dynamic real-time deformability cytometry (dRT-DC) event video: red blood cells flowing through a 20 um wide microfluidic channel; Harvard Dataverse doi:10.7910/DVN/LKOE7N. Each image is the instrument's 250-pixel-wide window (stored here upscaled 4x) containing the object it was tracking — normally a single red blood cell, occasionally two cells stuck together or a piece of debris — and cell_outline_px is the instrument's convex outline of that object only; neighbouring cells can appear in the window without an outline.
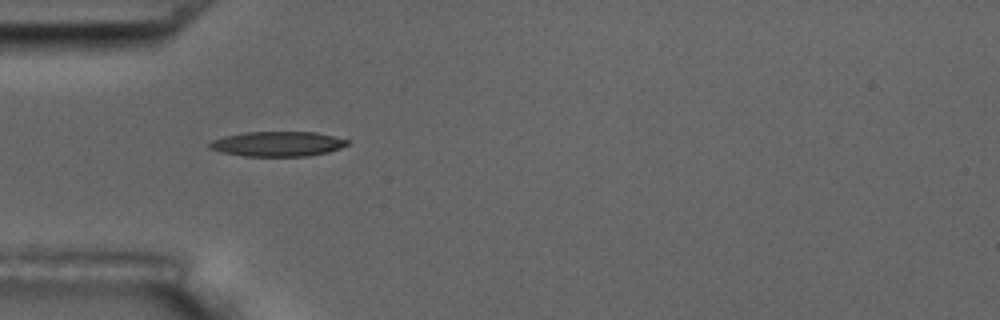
{"species": "common noctule bat (a hibernating species)", "species_latin": "Nyctalus noctula", "temperature_condition": "room temperature", "stored_images_in_passage": 2, "camera_frame_rate_fps": 3000, "um_per_image_px": 0.085, "animal": {"sex": "male", "body_mass_g": 17.5, "forearm_length_mm": 52.3}, "frame": {"image": 1, "passage_image": 1, "time_ms": 0.0, "image_size_px": [1000, 320], "cell_outline_px": [[348, 144], [340, 148], [328, 152], [308, 156], [244, 156], [220, 152], [208, 148], [208, 144], [212, 140], [224, 136], [244, 132], [316, 132], [348, 140]], "centroid_in_image_um": [23.55, 12.23], "position_along_channel_um": 61.5, "area_um2": 20.0}}